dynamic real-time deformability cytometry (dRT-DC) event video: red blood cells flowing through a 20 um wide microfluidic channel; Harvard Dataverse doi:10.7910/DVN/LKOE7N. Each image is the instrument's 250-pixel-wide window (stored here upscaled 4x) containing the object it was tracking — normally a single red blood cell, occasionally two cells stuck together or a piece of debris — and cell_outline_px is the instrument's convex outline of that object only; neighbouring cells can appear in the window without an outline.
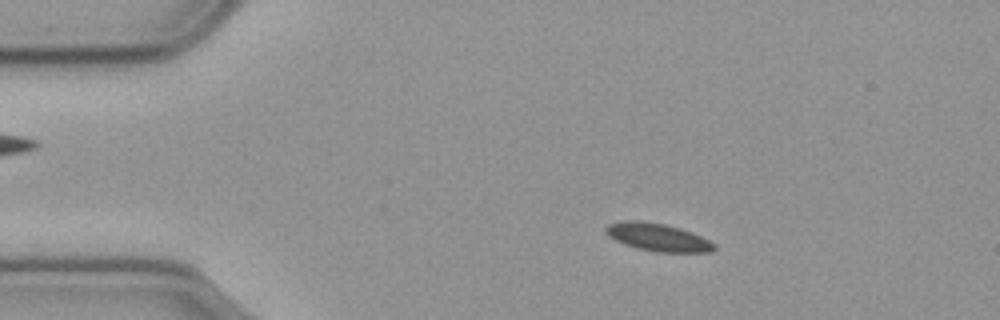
{"species": "common noctule bat (a hibernating species)", "species_latin": "Nyctalus noctula", "temperature_condition": "cold", "stored_images_in_passage": 58, "camera_frame_rate_fps": 3000, "um_per_image_px": 0.085, "animal": {"sex": "male", "body_mass_g": 23.1, "forearm_length_mm": 52.7}, "frame": {"image": 1, "passage_image": 10, "time_ms": 3.0, "image_size_px": [1000, 320], "cell_outline_px": [[716, 248], [712, 252], [656, 252], [636, 248], [624, 244], [608, 236], [604, 232], [604, 228], [608, 224], [624, 220], [636, 220], [664, 224], [680, 228], [692, 232], [716, 244]], "centroid_in_image_um": [55.89, 20.17], "position_along_channel_um": 29.1, "area_um2": 17.63}}
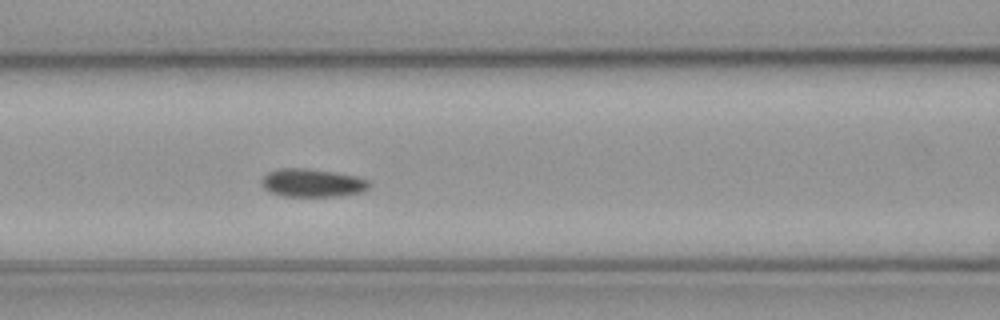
{"frame": {"image": 2, "passage_image": 24, "time_ms": 7.667, "image_size_px": [1000, 320], "cell_outline_px": [[372, 184], [364, 192], [336, 196], [284, 196], [268, 192], [260, 184], [260, 180], [268, 172], [280, 168], [304, 168], [336, 172], [356, 176], [368, 180]], "centroid_in_image_um": [26.54, 15.54], "position_along_channel_um": 140.1, "area_um2": 17.86}}
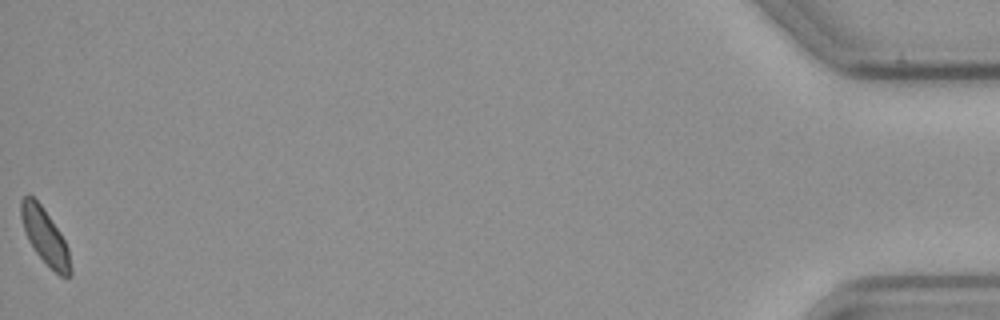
{"frame": {"image": 3, "passage_image": 58, "time_ms": 19.0, "image_size_px": [1000, 320], "cell_outline_px": [[72, 276], [68, 280], [60, 276], [36, 252], [28, 240], [20, 216], [20, 200], [28, 192], [44, 208], [60, 232], [68, 248], [72, 268]], "centroid_in_image_um": [3.84, 20.09], "position_along_channel_um": 431.4, "area_um2": 16.07}, "authors_computed_cell_mechanics": {"area_um2": 17.1088, "velocity_mm_per_s": 3.5209, "shape_relaxation_time_tau1_ms": 1.9439, "shape_relaxation_time_tau2_ms": 10.3906, "deformation_change_tau1": 0.0661, "deformation_change_tau2": 0.0898}}